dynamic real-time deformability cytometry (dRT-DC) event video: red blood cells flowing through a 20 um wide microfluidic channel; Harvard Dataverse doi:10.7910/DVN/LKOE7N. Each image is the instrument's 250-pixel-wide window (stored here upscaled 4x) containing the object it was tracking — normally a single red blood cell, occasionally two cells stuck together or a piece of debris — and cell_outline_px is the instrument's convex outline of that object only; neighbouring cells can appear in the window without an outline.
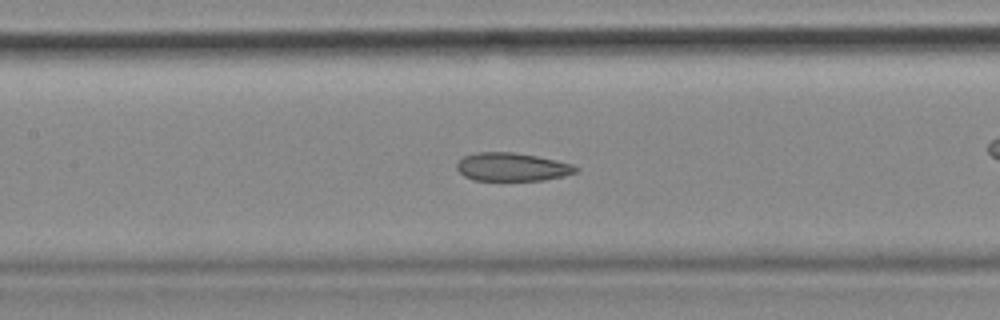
{"species": "common noctule bat (a hibernating species)", "species_latin": "Nyctalus noctula", "temperature_condition": "cold", "stored_images_in_passage": 56, "camera_frame_rate_fps": 3000, "um_per_image_px": 0.085, "animal": {"sex": "female", "body_mass_g": 18.4}, "frame": {"image": 1, "passage_image": 25, "time_ms": 8.0, "image_size_px": [1000, 320], "cell_outline_px": [[580, 168], [576, 172], [564, 176], [544, 180], [472, 180], [464, 176], [456, 168], [456, 164], [464, 156], [476, 152], [512, 152], [536, 156], [556, 160], [572, 164]], "centroid_in_image_um": [43.52, 14.19], "position_along_channel_um": 163.9, "area_um2": 19.59}, "authors_computed_cell_mechanics": {"area_um2": 21.6461, "velocity_mm_per_s": 3.6027, "shape_relaxation_time_tau1_ms": null, "shape_relaxation_time_tau2_ms": 2.6316, "deformation_change_tau1": null, "deformation_change_tau2": 0.0856}}